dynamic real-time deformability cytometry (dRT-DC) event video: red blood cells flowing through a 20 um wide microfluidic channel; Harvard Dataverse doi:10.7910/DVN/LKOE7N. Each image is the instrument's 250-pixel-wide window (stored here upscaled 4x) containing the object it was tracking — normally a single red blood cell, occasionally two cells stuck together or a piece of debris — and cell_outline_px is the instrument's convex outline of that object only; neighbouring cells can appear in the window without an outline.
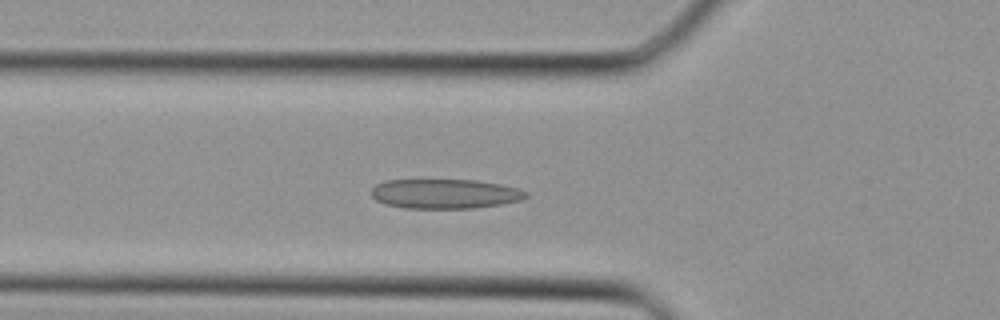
{"species": "Egyptian fruit bat (a non-hibernating species)", "species_latin": "Rousettus aegyptiacus", "temperature_condition": "cold", "stored_images_in_passage": 36, "camera_frame_rate_fps": 3000, "um_per_image_px": 0.085, "animal": {"sex": "female"}, "frame": {"image": 1, "passage_image": 12, "time_ms": 3.667, "image_size_px": [1000, 320], "cell_outline_px": [[528, 196], [524, 200], [500, 204], [472, 208], [404, 208], [384, 204], [376, 200], [372, 196], [372, 188], [376, 184], [384, 180], [476, 180], [500, 184], [516, 188], [528, 192]], "centroid_in_image_um": [37.81, 16.47], "position_along_channel_um": 88.0, "area_um2": 26.7}}
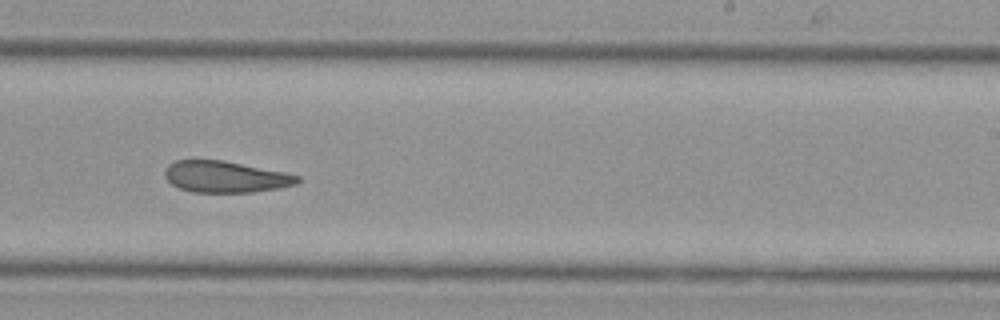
{"frame": {"image": 2, "passage_image": 22, "time_ms": 7.0, "image_size_px": [1000, 320], "cell_outline_px": [[300, 180], [296, 184], [276, 188], [252, 192], [192, 192], [180, 188], [172, 184], [164, 176], [164, 172], [168, 164], [176, 160], [224, 160], [284, 172], [300, 176]], "centroid_in_image_um": [19.14, 15.02], "position_along_channel_um": 269.9, "area_um2": 24.16}}
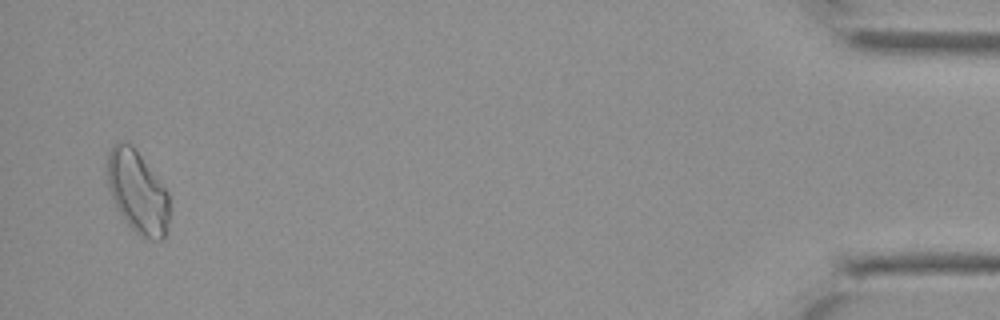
{"frame": {"image": 3, "passage_image": 35, "time_ms": 11.333, "image_size_px": [1000, 320], "cell_outline_px": [[168, 220], [164, 236], [160, 240], [156, 240], [140, 236], [124, 220], [116, 208], [108, 188], [104, 172], [108, 152], [112, 144], [120, 140], [124, 140], [132, 144], [168, 192]], "centroid_in_image_um": [11.61, 16.25], "position_along_channel_um": 423.6, "area_um2": 30.17}}